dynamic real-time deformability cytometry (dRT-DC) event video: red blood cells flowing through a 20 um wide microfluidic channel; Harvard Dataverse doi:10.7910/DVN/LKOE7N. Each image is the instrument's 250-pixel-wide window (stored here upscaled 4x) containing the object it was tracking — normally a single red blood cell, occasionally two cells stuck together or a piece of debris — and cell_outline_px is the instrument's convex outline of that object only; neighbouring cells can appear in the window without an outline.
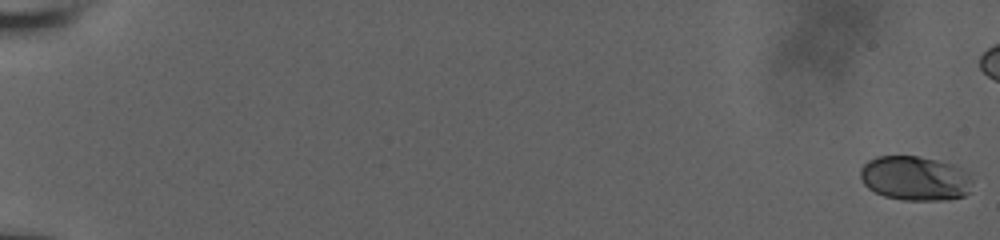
{"species": "human", "species_latin": "Homo sapiens", "temperature_condition": "room temperature", "stored_images_in_passage": 53, "camera_frame_rate_fps": 3000, "um_per_image_px": 0.085, "donor": {"sex": "male"}, "frame": {"image": 1, "passage_image": 1, "time_ms": 0.0, "image_size_px": [1000, 240], "cell_outline_px": [[972, 180], [968, 192], [964, 196], [948, 200], [904, 200], [884, 196], [868, 188], [864, 184], [860, 176], [860, 168], [868, 160], [876, 156], [920, 156], [956, 164], [964, 168], [968, 172]], "centroid_in_image_um": [77.8, 15.14], "position_along_channel_um": 7.2, "area_um2": 29.42}}
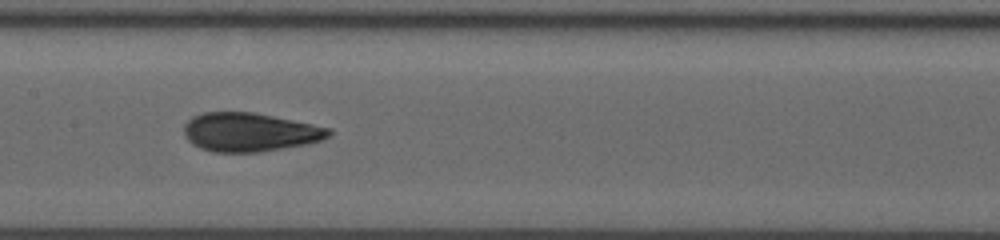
{"frame": {"image": 2, "passage_image": 32, "time_ms": 10.333, "image_size_px": [1000, 240], "cell_outline_px": [[332, 132], [328, 136], [320, 140], [304, 144], [260, 152], [212, 152], [200, 148], [192, 144], [184, 136], [184, 124], [192, 116], [204, 112], [252, 112], [332, 128]], "centroid_in_image_um": [21.17, 11.23], "position_along_channel_um": 186.2, "area_um2": 32.54}}
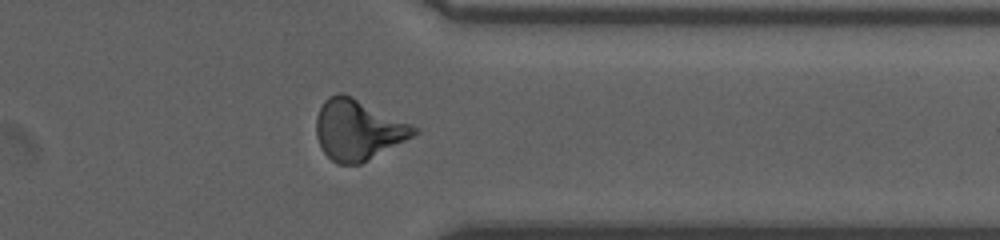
{"frame": {"image": 3, "passage_image": 47, "time_ms": 15.333, "image_size_px": [1000, 240], "cell_outline_px": [[420, 132], [360, 164], [336, 164], [320, 148], [316, 136], [316, 116], [324, 100], [328, 96], [336, 92], [344, 92], [412, 124], [420, 128]], "centroid_in_image_um": [30.4, 11.01], "position_along_channel_um": 381.0, "area_um2": 34.56}}